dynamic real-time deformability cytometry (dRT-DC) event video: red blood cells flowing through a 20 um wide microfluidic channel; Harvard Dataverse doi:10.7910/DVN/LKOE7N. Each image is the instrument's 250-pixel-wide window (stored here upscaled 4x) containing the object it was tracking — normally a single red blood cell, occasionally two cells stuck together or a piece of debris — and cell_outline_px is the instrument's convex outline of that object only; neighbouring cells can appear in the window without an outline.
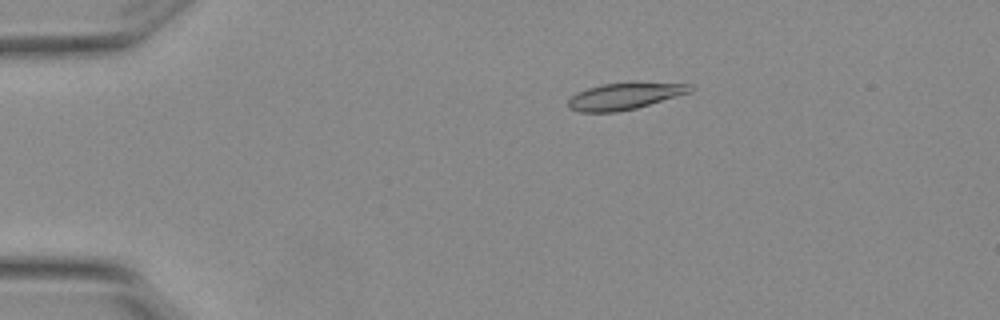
{"species": "Egyptian fruit bat (a non-hibernating species)", "species_latin": "Rousettus aegyptiacus", "temperature_condition": "warm", "stored_images_in_passage": 4, "camera_frame_rate_fps": 3000, "um_per_image_px": 0.085, "animal": {"sex": "female"}, "frame": {"image": 1, "passage_image": 3, "time_ms": 0.667, "image_size_px": [1000, 320], "cell_outline_px": [[696, 88], [692, 92], [636, 108], [616, 112], [580, 112], [568, 108], [568, 100], [576, 92], [600, 84], [692, 84]], "centroid_in_image_um": [53.07, 8.2], "position_along_channel_um": 31.9, "area_um2": 18.5}}